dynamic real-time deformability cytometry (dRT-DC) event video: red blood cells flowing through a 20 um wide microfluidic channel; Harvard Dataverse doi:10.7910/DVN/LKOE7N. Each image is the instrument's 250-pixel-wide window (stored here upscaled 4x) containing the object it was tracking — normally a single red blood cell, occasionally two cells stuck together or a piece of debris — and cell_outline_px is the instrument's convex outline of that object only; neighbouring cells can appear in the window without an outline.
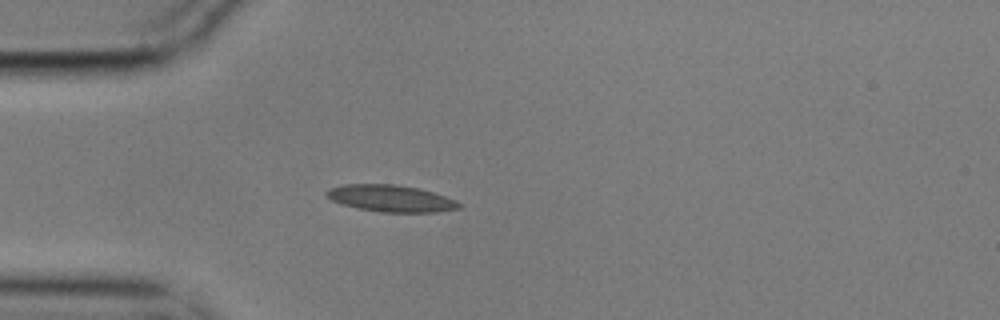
{"species": "common noctule bat (a hibernating species)", "species_latin": "Nyctalus noctula", "temperature_condition": "cold", "stored_images_in_passage": 5, "camera_frame_rate_fps": 3000, "um_per_image_px": 0.085, "animal": {"sex": "male", "body_mass_g": 17.9}, "frame": {"image": 1, "passage_image": 5, "time_ms": 1.333, "image_size_px": [1000, 320], "cell_outline_px": [[460, 208], [436, 212], [380, 212], [356, 208], [332, 200], [324, 196], [324, 192], [328, 188], [344, 184], [392, 184], [416, 188], [432, 192], [456, 200], [460, 204]], "centroid_in_image_um": [33.16, 16.86], "position_along_channel_um": 51.8, "area_um2": 20.58}}